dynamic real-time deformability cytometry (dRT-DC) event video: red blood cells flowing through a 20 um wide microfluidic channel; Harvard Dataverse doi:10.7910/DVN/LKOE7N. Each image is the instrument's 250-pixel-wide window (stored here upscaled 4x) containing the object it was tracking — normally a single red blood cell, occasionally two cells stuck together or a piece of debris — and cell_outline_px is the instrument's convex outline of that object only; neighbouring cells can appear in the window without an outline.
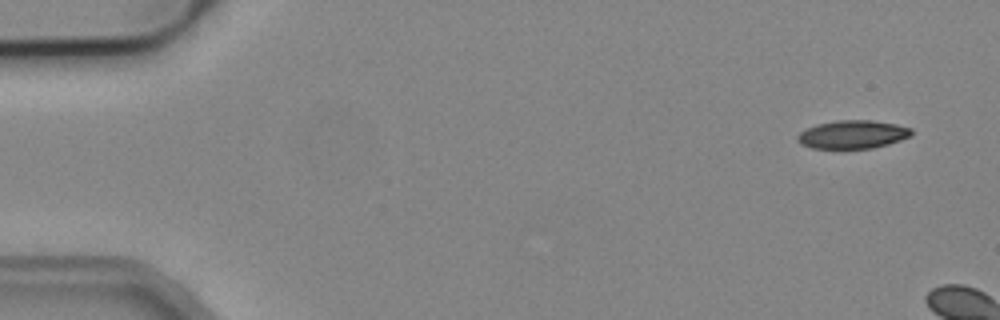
{"species": "common noctule bat (a hibernating species)", "species_latin": "Nyctalus noctula", "temperature_condition": "cold", "stored_images_in_passage": 3, "camera_frame_rate_fps": 3000, "um_per_image_px": 0.085, "animal": {"sex": "male", "body_mass_g": 19.2, "forearm_length_mm": 51.8}, "frame": {"image": 1, "passage_image": 1, "time_ms": 0.0, "image_size_px": [1000, 320], "cell_outline_px": [[912, 136], [888, 144], [872, 148], [812, 148], [800, 144], [796, 140], [796, 136], [800, 132], [816, 124], [836, 120], [872, 120], [896, 124], [912, 128]], "centroid_in_image_um": [72.47, 11.42], "position_along_channel_um": 12.5, "area_um2": 18.84}}